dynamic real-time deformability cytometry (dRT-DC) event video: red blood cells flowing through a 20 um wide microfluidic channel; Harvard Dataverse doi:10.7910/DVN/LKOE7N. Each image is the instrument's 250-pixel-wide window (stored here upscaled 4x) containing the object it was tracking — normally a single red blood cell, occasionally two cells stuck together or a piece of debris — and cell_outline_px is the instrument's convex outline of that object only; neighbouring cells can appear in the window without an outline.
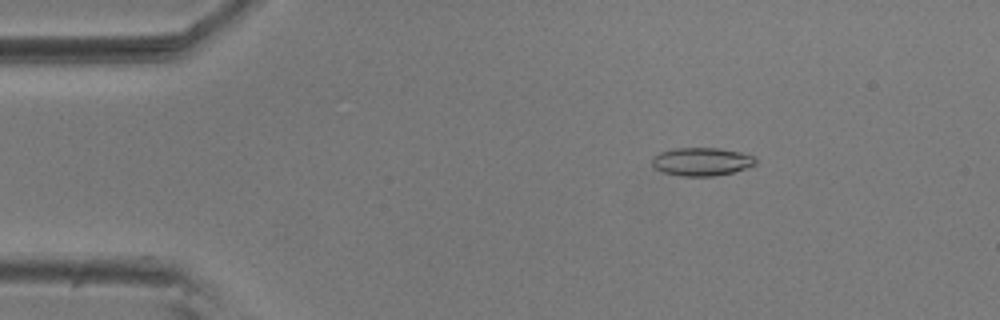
{"species": "common noctule bat (a hibernating species)", "species_latin": "Nyctalus noctula", "temperature_condition": "room temperature", "stored_images_in_passage": 17, "camera_frame_rate_fps": 3000, "um_per_image_px": 0.085, "animal": {"sex": "male", "body_mass_g": 20.5, "forearm_length_mm": 52.5}, "frame": {"image": 1, "passage_image": 1, "time_ms": 0.0, "image_size_px": [1000, 320], "cell_outline_px": [[756, 164], [748, 168], [716, 176], [680, 176], [664, 172], [656, 168], [652, 164], [652, 156], [660, 152], [676, 148], [720, 148], [740, 152], [756, 156]], "centroid_in_image_um": [59.67, 13.74], "position_along_channel_um": 25.3, "area_um2": 17.11}}
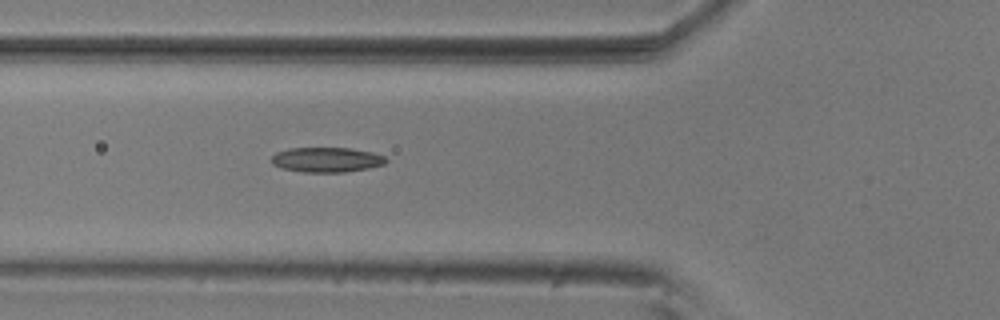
{"frame": {"image": 2, "passage_image": 12, "time_ms": 3.667, "image_size_px": [1000, 320], "cell_outline_px": [[388, 160], [384, 164], [368, 168], [344, 172], [304, 172], [280, 168], [272, 164], [272, 156], [276, 152], [288, 148], [352, 148], [372, 152], [384, 156]], "centroid_in_image_um": [27.75, 13.57], "position_along_channel_um": 98.1, "area_um2": 16.65}}
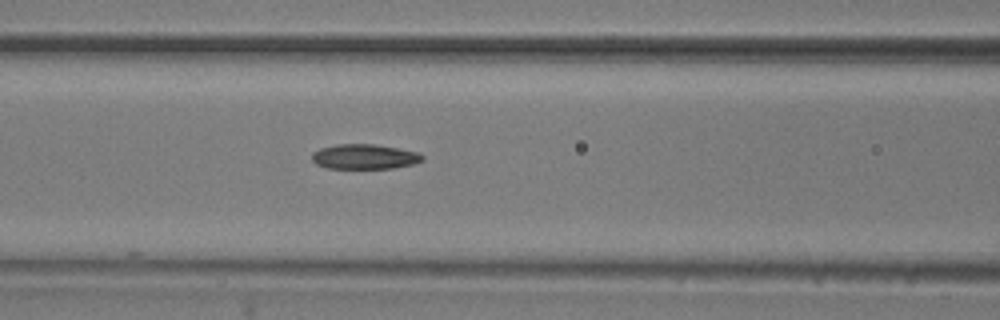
{"frame": {"image": 3, "passage_image": 15, "time_ms": 4.667, "image_size_px": [1000, 320], "cell_outline_px": [[424, 160], [412, 164], [392, 168], [328, 168], [316, 164], [312, 160], [312, 152], [320, 148], [336, 144], [376, 144], [420, 152], [424, 156]], "centroid_in_image_um": [30.99, 13.3], "position_along_channel_um": 135.6, "area_um2": 16.13}}